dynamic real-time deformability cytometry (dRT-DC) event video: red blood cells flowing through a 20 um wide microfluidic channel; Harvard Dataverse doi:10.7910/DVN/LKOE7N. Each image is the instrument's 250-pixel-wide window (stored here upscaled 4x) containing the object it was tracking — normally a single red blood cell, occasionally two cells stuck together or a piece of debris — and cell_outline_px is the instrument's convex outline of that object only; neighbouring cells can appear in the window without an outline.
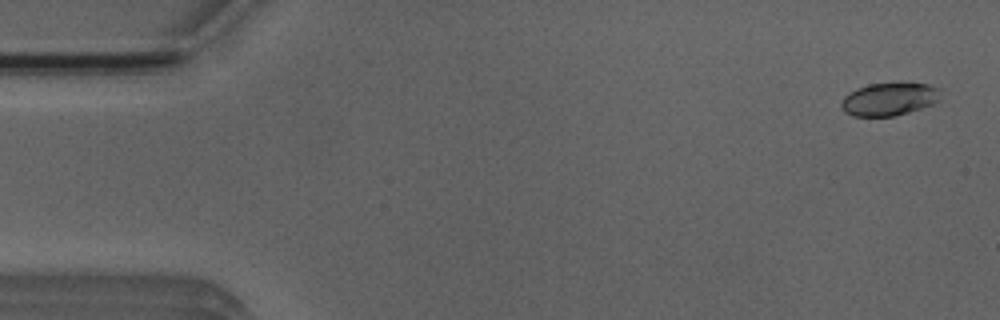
{"species": "Egyptian fruit bat (a non-hibernating species)", "species_latin": "Rousettus aegyptiacus", "temperature_condition": "room temperature", "stored_images_in_passage": 52, "camera_frame_rate_fps": 3000, "um_per_image_px": 0.085, "animal": {"sex": "male"}, "frame": {"image": 1, "passage_image": 2, "time_ms": 0.333, "image_size_px": [1000, 320], "cell_outline_px": [[936, 100], [932, 104], [896, 116], [852, 116], [844, 112], [840, 104], [844, 96], [848, 92], [856, 88], [868, 84], [900, 80], [928, 84], [936, 88]], "centroid_in_image_um": [75.49, 8.38], "position_along_channel_um": 9.5, "area_um2": 19.36}}
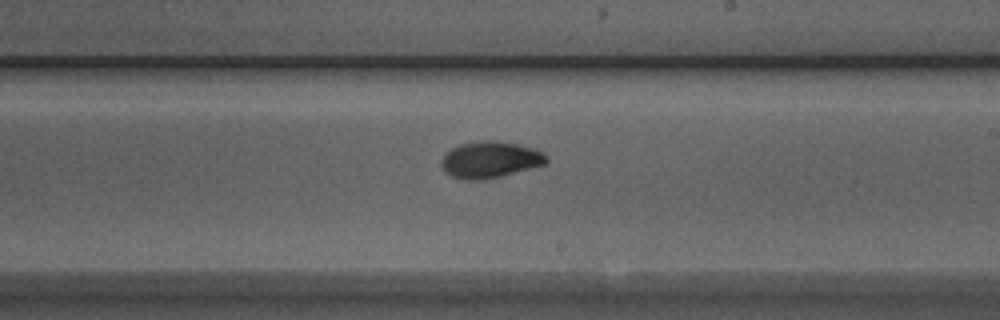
{"frame": {"image": 2, "passage_image": 30, "time_ms": 9.667, "image_size_px": [1000, 320], "cell_outline_px": [[548, 160], [544, 164], [500, 176], [476, 180], [468, 180], [452, 176], [440, 164], [440, 160], [444, 152], [460, 144], [484, 140], [496, 140], [516, 144], [532, 148], [544, 152], [548, 156]], "centroid_in_image_um": [41.64, 13.55], "position_along_channel_um": 247.4, "area_um2": 22.08}}
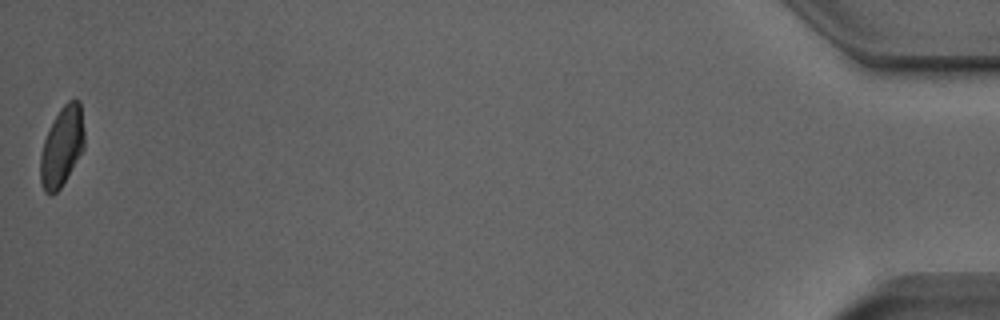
{"frame": {"image": 3, "passage_image": 52, "time_ms": 17.0, "image_size_px": [1000, 320], "cell_outline_px": [[84, 148], [60, 188], [52, 196], [48, 196], [44, 192], [40, 180], [40, 156], [44, 140], [60, 108], [68, 100], [80, 100], [84, 132]], "centroid_in_image_um": [5.25, 12.48], "position_along_channel_um": 429.9, "area_um2": 20.23}, "authors_computed_cell_mechanics": {"area_um2": 20.7502, "velocity_mm_per_s": 3.9079, "shape_relaxation_time_tau1_ms": 3.5981, "shape_relaxation_time_tau2_ms": 1.3783, "deformation_change_tau1": 0.137, "deformation_change_tau2": 0.0438}}